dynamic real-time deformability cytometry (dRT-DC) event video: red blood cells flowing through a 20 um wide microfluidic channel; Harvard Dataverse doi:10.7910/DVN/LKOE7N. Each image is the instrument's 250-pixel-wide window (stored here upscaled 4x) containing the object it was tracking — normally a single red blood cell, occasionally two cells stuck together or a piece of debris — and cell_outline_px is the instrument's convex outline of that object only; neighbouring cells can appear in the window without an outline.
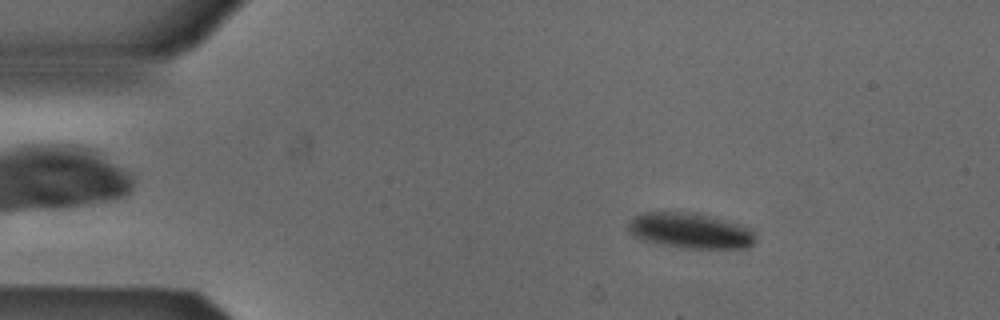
{"species": "Egyptian fruit bat (a non-hibernating species)", "species_latin": "Rousettus aegyptiacus", "temperature_condition": "cold", "stored_images_in_passage": 53, "camera_frame_rate_fps": 3000, "um_per_image_px": 0.085, "animal": {"sex": "male"}, "frame": {"image": 1, "passage_image": 8, "time_ms": 2.333, "image_size_px": [1000, 320], "cell_outline_px": [[756, 240], [748, 248], [680, 248], [660, 244], [644, 240], [632, 236], [628, 228], [628, 224], [636, 216], [644, 212], [696, 212], [752, 228], [756, 236]], "centroid_in_image_um": [58.7, 19.61], "position_along_channel_um": 26.3, "area_um2": 26.36}}
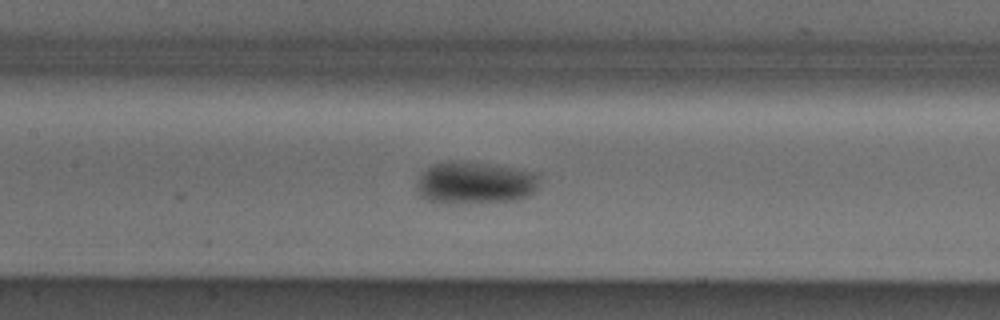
{"frame": {"image": 2, "passage_image": 24, "time_ms": 7.667, "image_size_px": [1000, 320], "cell_outline_px": [[540, 176], [536, 192], [528, 196], [516, 200], [452, 204], [428, 200], [420, 196], [416, 188], [416, 184], [420, 176], [432, 164], [448, 160], [452, 160], [488, 164], [536, 172]], "centroid_in_image_um": [40.38, 15.55], "position_along_channel_um": 167.0, "area_um2": 30.4}}
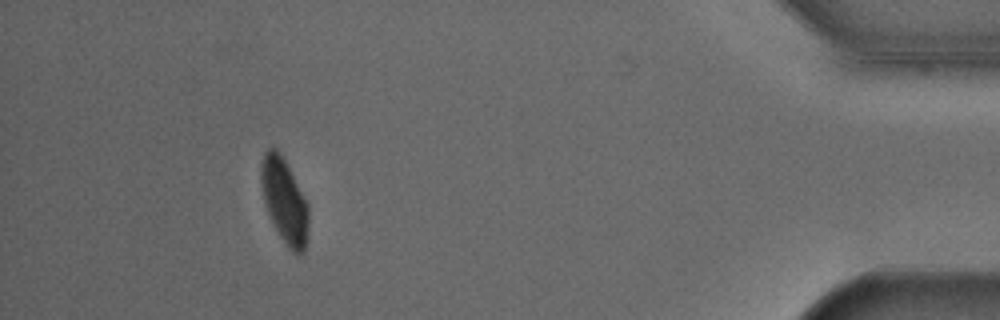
{"frame": {"image": 3, "passage_image": 48, "time_ms": 15.667, "image_size_px": [1000, 320], "cell_outline_px": [[308, 228], [304, 252], [296, 256], [284, 244], [264, 204], [260, 180], [260, 164], [264, 152], [268, 148], [276, 148], [280, 152], [308, 204]], "centroid_in_image_um": [24.16, 17.08], "position_along_channel_um": 411.0, "area_um2": 23.41}, "authors_computed_cell_mechanics": {"area_um2": 26.2412, "velocity_mm_per_s": 3.8354, "shape_relaxation_time_tau1_ms": 2.8526, "shape_relaxation_time_tau2_ms": null, "deformation_change_tau1": 0.0722, "deformation_change_tau2": null}}